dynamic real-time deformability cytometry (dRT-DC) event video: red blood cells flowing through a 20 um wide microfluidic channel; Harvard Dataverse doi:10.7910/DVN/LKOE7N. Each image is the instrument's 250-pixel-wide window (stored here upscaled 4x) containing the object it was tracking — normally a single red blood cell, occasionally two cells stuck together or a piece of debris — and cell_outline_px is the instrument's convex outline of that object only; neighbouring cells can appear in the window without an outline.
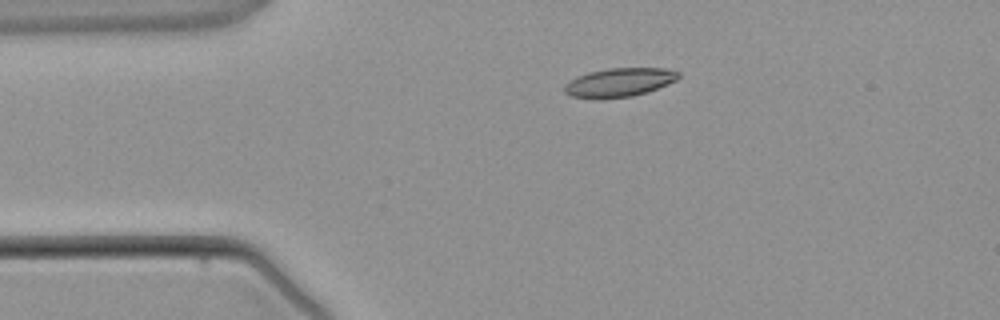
{"species": "common noctule bat (a hibernating species)", "species_latin": "Nyctalus noctula", "temperature_condition": "warm", "stored_images_in_passage": 3, "camera_frame_rate_fps": 3000, "um_per_image_px": 0.085, "animal": {"sex": "male", "body_mass_g": 21.5, "forearm_length_mm": 52.0}, "frame": {"image": 1, "passage_image": 2, "time_ms": 2.0, "image_size_px": [1000, 320], "cell_outline_px": [[680, 76], [676, 80], [668, 84], [648, 92], [632, 96], [596, 100], [572, 96], [564, 92], [564, 84], [568, 80], [576, 76], [588, 72], [608, 68], [668, 68], [680, 72]], "centroid_in_image_um": [52.61, 7.01], "position_along_channel_um": 32.4, "area_um2": 19.54}}